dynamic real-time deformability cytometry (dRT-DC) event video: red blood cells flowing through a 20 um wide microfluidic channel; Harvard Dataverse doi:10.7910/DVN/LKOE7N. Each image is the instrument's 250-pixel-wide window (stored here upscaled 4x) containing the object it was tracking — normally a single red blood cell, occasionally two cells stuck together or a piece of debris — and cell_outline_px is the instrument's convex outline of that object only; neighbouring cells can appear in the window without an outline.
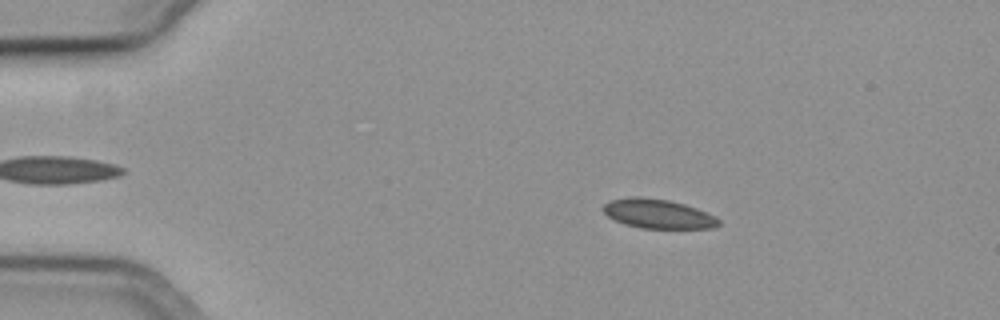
{"species": "common noctule bat (a hibernating species)", "species_latin": "Nyctalus noctula", "temperature_condition": "cold", "stored_images_in_passage": 15, "camera_frame_rate_fps": 3000, "um_per_image_px": 0.085, "animal": {"sex": "female", "body_mass_g": 19.3, "forearm_length_mm": 54.1}, "frame": {"image": 1, "passage_image": 10, "time_ms": 3.0, "image_size_px": [1000, 320], "cell_outline_px": [[720, 224], [712, 228], [640, 228], [624, 224], [608, 216], [604, 212], [604, 204], [608, 200], [628, 196], [640, 196], [668, 200], [684, 204], [696, 208], [716, 216], [720, 220]], "centroid_in_image_um": [55.92, 18.16], "position_along_channel_um": 29.1, "area_um2": 19.77}}